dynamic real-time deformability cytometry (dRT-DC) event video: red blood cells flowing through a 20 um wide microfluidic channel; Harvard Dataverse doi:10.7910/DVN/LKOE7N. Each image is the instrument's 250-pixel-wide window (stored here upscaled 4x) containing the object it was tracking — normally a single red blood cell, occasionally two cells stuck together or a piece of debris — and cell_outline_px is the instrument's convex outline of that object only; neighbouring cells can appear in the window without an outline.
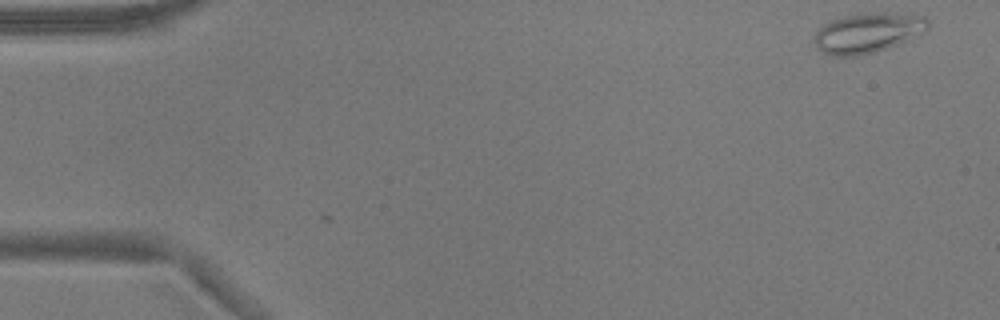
{"species": "common noctule bat (a hibernating species)", "species_latin": "Nyctalus noctula", "temperature_condition": "warm", "stored_images_in_passage": 2, "camera_frame_rate_fps": 3000, "um_per_image_px": 0.085, "animal": {"sex": "male", "body_mass_g": 17.9}, "frame": {"image": 1, "passage_image": 2, "time_ms": 0.333, "image_size_px": [1000, 320], "cell_outline_px": [[928, 28], [908, 40], [872, 52], [856, 56], [836, 56], [824, 52], [816, 48], [812, 40], [816, 32], [828, 20], [860, 12], [884, 12], [924, 16], [928, 20]], "centroid_in_image_um": [73.7, 2.76], "position_along_channel_um": 11.3, "area_um2": 26.41}}